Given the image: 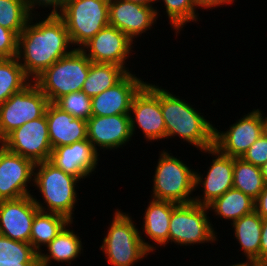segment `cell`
Masks as SVG:
<instances>
[{"mask_svg": "<svg viewBox=\"0 0 267 266\" xmlns=\"http://www.w3.org/2000/svg\"><path fill=\"white\" fill-rule=\"evenodd\" d=\"M35 16L40 15H31L18 36L17 54L20 65L32 81L74 50L64 21L58 15H47L36 23L33 22L37 19Z\"/></svg>", "mask_w": 267, "mask_h": 266, "instance_id": "cell-1", "label": "cell"}, {"mask_svg": "<svg viewBox=\"0 0 267 266\" xmlns=\"http://www.w3.org/2000/svg\"><path fill=\"white\" fill-rule=\"evenodd\" d=\"M185 99L160 86V105L165 121L166 139L179 137L201 150L214 146V126Z\"/></svg>", "mask_w": 267, "mask_h": 266, "instance_id": "cell-2", "label": "cell"}, {"mask_svg": "<svg viewBox=\"0 0 267 266\" xmlns=\"http://www.w3.org/2000/svg\"><path fill=\"white\" fill-rule=\"evenodd\" d=\"M79 181L82 180L65 173L49 160L38 162L34 167L33 186L41 193L45 206L36 196H31L39 211L58 213L73 221V212L79 200L76 191Z\"/></svg>", "mask_w": 267, "mask_h": 266, "instance_id": "cell-3", "label": "cell"}, {"mask_svg": "<svg viewBox=\"0 0 267 266\" xmlns=\"http://www.w3.org/2000/svg\"><path fill=\"white\" fill-rule=\"evenodd\" d=\"M100 251L111 266H134L152 253V245L144 239L129 213L115 209Z\"/></svg>", "mask_w": 267, "mask_h": 266, "instance_id": "cell-4", "label": "cell"}, {"mask_svg": "<svg viewBox=\"0 0 267 266\" xmlns=\"http://www.w3.org/2000/svg\"><path fill=\"white\" fill-rule=\"evenodd\" d=\"M171 154V155H170ZM155 167L151 199L176 204L193 203L195 192V169L183 160L163 150Z\"/></svg>", "mask_w": 267, "mask_h": 266, "instance_id": "cell-5", "label": "cell"}, {"mask_svg": "<svg viewBox=\"0 0 267 266\" xmlns=\"http://www.w3.org/2000/svg\"><path fill=\"white\" fill-rule=\"evenodd\" d=\"M91 61L80 50L74 49L44 70L33 82L51 103L72 92L81 91Z\"/></svg>", "mask_w": 267, "mask_h": 266, "instance_id": "cell-6", "label": "cell"}, {"mask_svg": "<svg viewBox=\"0 0 267 266\" xmlns=\"http://www.w3.org/2000/svg\"><path fill=\"white\" fill-rule=\"evenodd\" d=\"M109 0H66L58 16L64 21L74 49H81L109 25ZM79 46V47H78Z\"/></svg>", "mask_w": 267, "mask_h": 266, "instance_id": "cell-7", "label": "cell"}, {"mask_svg": "<svg viewBox=\"0 0 267 266\" xmlns=\"http://www.w3.org/2000/svg\"><path fill=\"white\" fill-rule=\"evenodd\" d=\"M208 214V206L194 202L178 204L171 214L169 243L187 247L218 241L217 232Z\"/></svg>", "mask_w": 267, "mask_h": 266, "instance_id": "cell-8", "label": "cell"}, {"mask_svg": "<svg viewBox=\"0 0 267 266\" xmlns=\"http://www.w3.org/2000/svg\"><path fill=\"white\" fill-rule=\"evenodd\" d=\"M129 116L132 137L138 127L147 142L166 139L165 121L160 105V87L157 84L146 82L139 89L132 99Z\"/></svg>", "mask_w": 267, "mask_h": 266, "instance_id": "cell-9", "label": "cell"}, {"mask_svg": "<svg viewBox=\"0 0 267 266\" xmlns=\"http://www.w3.org/2000/svg\"><path fill=\"white\" fill-rule=\"evenodd\" d=\"M49 101L32 81L0 105V142L13 130L45 114Z\"/></svg>", "mask_w": 267, "mask_h": 266, "instance_id": "cell-10", "label": "cell"}, {"mask_svg": "<svg viewBox=\"0 0 267 266\" xmlns=\"http://www.w3.org/2000/svg\"><path fill=\"white\" fill-rule=\"evenodd\" d=\"M263 115L259 108L253 109L231 124L227 131L223 132L214 127V147L223 155L242 158L264 132Z\"/></svg>", "mask_w": 267, "mask_h": 266, "instance_id": "cell-11", "label": "cell"}, {"mask_svg": "<svg viewBox=\"0 0 267 266\" xmlns=\"http://www.w3.org/2000/svg\"><path fill=\"white\" fill-rule=\"evenodd\" d=\"M9 151L34 163L50 159L52 152L46 115L26 122L9 133L1 142Z\"/></svg>", "mask_w": 267, "mask_h": 266, "instance_id": "cell-12", "label": "cell"}, {"mask_svg": "<svg viewBox=\"0 0 267 266\" xmlns=\"http://www.w3.org/2000/svg\"><path fill=\"white\" fill-rule=\"evenodd\" d=\"M34 167L32 160L13 153L0 144V200L32 195L28 186L33 185Z\"/></svg>", "mask_w": 267, "mask_h": 266, "instance_id": "cell-13", "label": "cell"}, {"mask_svg": "<svg viewBox=\"0 0 267 266\" xmlns=\"http://www.w3.org/2000/svg\"><path fill=\"white\" fill-rule=\"evenodd\" d=\"M132 44L135 43L125 33L108 25L102 28L80 50L91 62L116 64L130 72L129 68L126 67V60L128 61V58L132 56Z\"/></svg>", "mask_w": 267, "mask_h": 266, "instance_id": "cell-14", "label": "cell"}, {"mask_svg": "<svg viewBox=\"0 0 267 266\" xmlns=\"http://www.w3.org/2000/svg\"><path fill=\"white\" fill-rule=\"evenodd\" d=\"M202 153L207 152L213 157V160L206 171V175L195 171V190L203 186V194L195 196L193 202L199 205L208 206L216 198L225 194L233 188V171L234 158L223 155L214 146L207 150H201ZM202 197V198H201Z\"/></svg>", "mask_w": 267, "mask_h": 266, "instance_id": "cell-15", "label": "cell"}, {"mask_svg": "<svg viewBox=\"0 0 267 266\" xmlns=\"http://www.w3.org/2000/svg\"><path fill=\"white\" fill-rule=\"evenodd\" d=\"M108 16L109 25L121 30L134 41L146 31L152 30L160 13L157 7L125 0H109Z\"/></svg>", "mask_w": 267, "mask_h": 266, "instance_id": "cell-16", "label": "cell"}, {"mask_svg": "<svg viewBox=\"0 0 267 266\" xmlns=\"http://www.w3.org/2000/svg\"><path fill=\"white\" fill-rule=\"evenodd\" d=\"M38 211L31 195L0 200V234L12 240L30 243L32 223Z\"/></svg>", "mask_w": 267, "mask_h": 266, "instance_id": "cell-17", "label": "cell"}, {"mask_svg": "<svg viewBox=\"0 0 267 266\" xmlns=\"http://www.w3.org/2000/svg\"><path fill=\"white\" fill-rule=\"evenodd\" d=\"M86 122L87 139L98 152L118 150L132 140L129 114L91 116Z\"/></svg>", "mask_w": 267, "mask_h": 266, "instance_id": "cell-18", "label": "cell"}, {"mask_svg": "<svg viewBox=\"0 0 267 266\" xmlns=\"http://www.w3.org/2000/svg\"><path fill=\"white\" fill-rule=\"evenodd\" d=\"M99 155L92 143L85 139L52 149L49 161L81 180L96 172Z\"/></svg>", "mask_w": 267, "mask_h": 266, "instance_id": "cell-19", "label": "cell"}, {"mask_svg": "<svg viewBox=\"0 0 267 266\" xmlns=\"http://www.w3.org/2000/svg\"><path fill=\"white\" fill-rule=\"evenodd\" d=\"M146 83L128 72L118 83L91 98L92 116L129 114L134 95Z\"/></svg>", "mask_w": 267, "mask_h": 266, "instance_id": "cell-20", "label": "cell"}, {"mask_svg": "<svg viewBox=\"0 0 267 266\" xmlns=\"http://www.w3.org/2000/svg\"><path fill=\"white\" fill-rule=\"evenodd\" d=\"M45 115L52 149L87 139L86 120L74 117L51 102Z\"/></svg>", "mask_w": 267, "mask_h": 266, "instance_id": "cell-21", "label": "cell"}, {"mask_svg": "<svg viewBox=\"0 0 267 266\" xmlns=\"http://www.w3.org/2000/svg\"><path fill=\"white\" fill-rule=\"evenodd\" d=\"M145 209L142 231L140 235H145L152 243V252L157 250V246L165 247L169 243V227L173 209L178 205L170 201H160L151 199ZM154 245H157L154 247Z\"/></svg>", "mask_w": 267, "mask_h": 266, "instance_id": "cell-22", "label": "cell"}, {"mask_svg": "<svg viewBox=\"0 0 267 266\" xmlns=\"http://www.w3.org/2000/svg\"><path fill=\"white\" fill-rule=\"evenodd\" d=\"M74 221L69 222L62 231L46 246L47 252L39 253L41 266H50L52 261L67 263L71 265V261L81 256L83 253L82 239L79 234L71 230ZM46 253V254H45Z\"/></svg>", "mask_w": 267, "mask_h": 266, "instance_id": "cell-23", "label": "cell"}, {"mask_svg": "<svg viewBox=\"0 0 267 266\" xmlns=\"http://www.w3.org/2000/svg\"><path fill=\"white\" fill-rule=\"evenodd\" d=\"M230 224L246 261H260L262 218L253 211Z\"/></svg>", "mask_w": 267, "mask_h": 266, "instance_id": "cell-24", "label": "cell"}, {"mask_svg": "<svg viewBox=\"0 0 267 266\" xmlns=\"http://www.w3.org/2000/svg\"><path fill=\"white\" fill-rule=\"evenodd\" d=\"M255 200L236 188H231L222 196L208 205L209 211L214 212L220 219L234 222L244 215L254 211Z\"/></svg>", "mask_w": 267, "mask_h": 266, "instance_id": "cell-25", "label": "cell"}, {"mask_svg": "<svg viewBox=\"0 0 267 266\" xmlns=\"http://www.w3.org/2000/svg\"><path fill=\"white\" fill-rule=\"evenodd\" d=\"M128 72L121 66L111 63L91 62L89 73L81 91L93 98L118 83Z\"/></svg>", "mask_w": 267, "mask_h": 266, "instance_id": "cell-26", "label": "cell"}, {"mask_svg": "<svg viewBox=\"0 0 267 266\" xmlns=\"http://www.w3.org/2000/svg\"><path fill=\"white\" fill-rule=\"evenodd\" d=\"M71 222L67 217L58 213L38 211L32 223L30 244L38 252L47 246Z\"/></svg>", "mask_w": 267, "mask_h": 266, "instance_id": "cell-27", "label": "cell"}, {"mask_svg": "<svg viewBox=\"0 0 267 266\" xmlns=\"http://www.w3.org/2000/svg\"><path fill=\"white\" fill-rule=\"evenodd\" d=\"M31 82L17 57L0 58V105Z\"/></svg>", "mask_w": 267, "mask_h": 266, "instance_id": "cell-28", "label": "cell"}, {"mask_svg": "<svg viewBox=\"0 0 267 266\" xmlns=\"http://www.w3.org/2000/svg\"><path fill=\"white\" fill-rule=\"evenodd\" d=\"M264 179L261 168L243 158H234L233 188L255 200L264 188Z\"/></svg>", "mask_w": 267, "mask_h": 266, "instance_id": "cell-29", "label": "cell"}, {"mask_svg": "<svg viewBox=\"0 0 267 266\" xmlns=\"http://www.w3.org/2000/svg\"><path fill=\"white\" fill-rule=\"evenodd\" d=\"M0 263H40L39 253L30 243L0 234Z\"/></svg>", "mask_w": 267, "mask_h": 266, "instance_id": "cell-30", "label": "cell"}, {"mask_svg": "<svg viewBox=\"0 0 267 266\" xmlns=\"http://www.w3.org/2000/svg\"><path fill=\"white\" fill-rule=\"evenodd\" d=\"M156 3L162 1L171 25L176 35L185 27L187 22H198L199 13L193 0H156Z\"/></svg>", "mask_w": 267, "mask_h": 266, "instance_id": "cell-31", "label": "cell"}, {"mask_svg": "<svg viewBox=\"0 0 267 266\" xmlns=\"http://www.w3.org/2000/svg\"><path fill=\"white\" fill-rule=\"evenodd\" d=\"M30 17L24 0H0V25L17 36L24 30Z\"/></svg>", "mask_w": 267, "mask_h": 266, "instance_id": "cell-32", "label": "cell"}, {"mask_svg": "<svg viewBox=\"0 0 267 266\" xmlns=\"http://www.w3.org/2000/svg\"><path fill=\"white\" fill-rule=\"evenodd\" d=\"M55 104L76 118L88 120L92 116L91 98L83 91L72 92L59 98Z\"/></svg>", "mask_w": 267, "mask_h": 266, "instance_id": "cell-33", "label": "cell"}, {"mask_svg": "<svg viewBox=\"0 0 267 266\" xmlns=\"http://www.w3.org/2000/svg\"><path fill=\"white\" fill-rule=\"evenodd\" d=\"M242 158L259 167L267 161V134L265 132L248 148Z\"/></svg>", "mask_w": 267, "mask_h": 266, "instance_id": "cell-34", "label": "cell"}, {"mask_svg": "<svg viewBox=\"0 0 267 266\" xmlns=\"http://www.w3.org/2000/svg\"><path fill=\"white\" fill-rule=\"evenodd\" d=\"M18 54V36L0 25V58H13Z\"/></svg>", "mask_w": 267, "mask_h": 266, "instance_id": "cell-35", "label": "cell"}, {"mask_svg": "<svg viewBox=\"0 0 267 266\" xmlns=\"http://www.w3.org/2000/svg\"><path fill=\"white\" fill-rule=\"evenodd\" d=\"M26 8L31 15H39V13L35 14V9L39 7L44 8H53L48 15H58L64 8L66 4V0H24ZM39 6V7H38ZM34 12V14H33Z\"/></svg>", "mask_w": 267, "mask_h": 266, "instance_id": "cell-36", "label": "cell"}, {"mask_svg": "<svg viewBox=\"0 0 267 266\" xmlns=\"http://www.w3.org/2000/svg\"><path fill=\"white\" fill-rule=\"evenodd\" d=\"M254 211L263 219L267 218V183L260 195L255 199Z\"/></svg>", "mask_w": 267, "mask_h": 266, "instance_id": "cell-37", "label": "cell"}, {"mask_svg": "<svg viewBox=\"0 0 267 266\" xmlns=\"http://www.w3.org/2000/svg\"><path fill=\"white\" fill-rule=\"evenodd\" d=\"M195 3V6L200 7V9H214L219 6H224V5H231L233 4L234 1L236 0H193Z\"/></svg>", "mask_w": 267, "mask_h": 266, "instance_id": "cell-38", "label": "cell"}, {"mask_svg": "<svg viewBox=\"0 0 267 266\" xmlns=\"http://www.w3.org/2000/svg\"><path fill=\"white\" fill-rule=\"evenodd\" d=\"M260 261L267 262V218L262 219V233L260 241Z\"/></svg>", "mask_w": 267, "mask_h": 266, "instance_id": "cell-39", "label": "cell"}, {"mask_svg": "<svg viewBox=\"0 0 267 266\" xmlns=\"http://www.w3.org/2000/svg\"><path fill=\"white\" fill-rule=\"evenodd\" d=\"M228 266H267V262L263 261H245L244 262H236L235 264Z\"/></svg>", "mask_w": 267, "mask_h": 266, "instance_id": "cell-40", "label": "cell"}, {"mask_svg": "<svg viewBox=\"0 0 267 266\" xmlns=\"http://www.w3.org/2000/svg\"><path fill=\"white\" fill-rule=\"evenodd\" d=\"M0 266H41L40 263H0Z\"/></svg>", "mask_w": 267, "mask_h": 266, "instance_id": "cell-41", "label": "cell"}, {"mask_svg": "<svg viewBox=\"0 0 267 266\" xmlns=\"http://www.w3.org/2000/svg\"><path fill=\"white\" fill-rule=\"evenodd\" d=\"M125 1H131V2H135V3H139L145 6H152L156 3V0H125Z\"/></svg>", "mask_w": 267, "mask_h": 266, "instance_id": "cell-42", "label": "cell"}, {"mask_svg": "<svg viewBox=\"0 0 267 266\" xmlns=\"http://www.w3.org/2000/svg\"><path fill=\"white\" fill-rule=\"evenodd\" d=\"M264 182L267 183V161L260 166Z\"/></svg>", "mask_w": 267, "mask_h": 266, "instance_id": "cell-43", "label": "cell"}, {"mask_svg": "<svg viewBox=\"0 0 267 266\" xmlns=\"http://www.w3.org/2000/svg\"><path fill=\"white\" fill-rule=\"evenodd\" d=\"M264 132L267 134V117L264 116Z\"/></svg>", "mask_w": 267, "mask_h": 266, "instance_id": "cell-44", "label": "cell"}]
</instances>
